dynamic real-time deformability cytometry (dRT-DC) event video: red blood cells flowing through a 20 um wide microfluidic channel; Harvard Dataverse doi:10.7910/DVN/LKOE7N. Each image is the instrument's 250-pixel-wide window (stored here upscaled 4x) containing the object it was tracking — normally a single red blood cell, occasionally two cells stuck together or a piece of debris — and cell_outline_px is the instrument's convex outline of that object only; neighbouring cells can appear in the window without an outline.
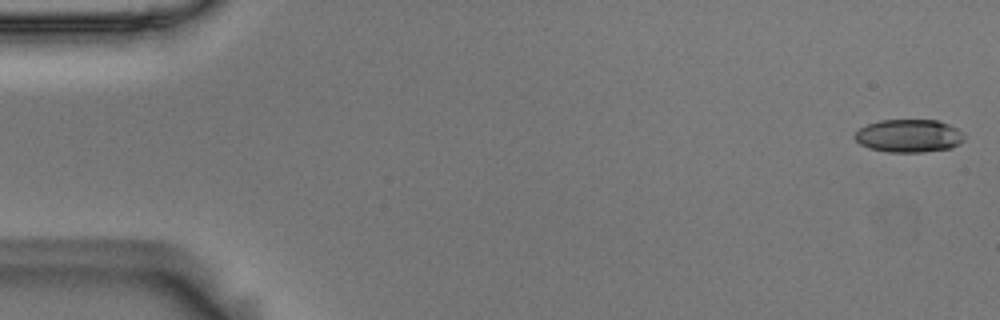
{"species": "Egyptian fruit bat (a non-hibernating species)", "species_latin": "Rousettus aegyptiacus", "temperature_condition": "room temperature", "stored_images_in_passage": 48, "camera_frame_rate_fps": 3000, "um_per_image_px": 0.085, "animal": {"sex": "male"}, "frame": {"image": 1, "passage_image": 1, "time_ms": 0.0, "image_size_px": [1000, 320], "cell_outline_px": [[964, 140], [960, 144], [952, 148], [924, 152], [888, 152], [868, 148], [860, 144], [852, 136], [860, 128], [868, 124], [880, 120], [940, 120], [964, 132]], "centroid_in_image_um": [77.27, 11.55], "position_along_channel_um": 7.7, "area_um2": 21.27}}
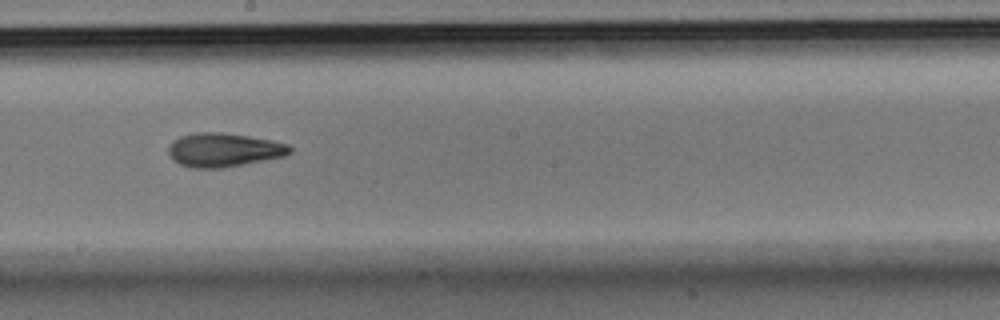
{"frame": {"image": 2, "passage_image": 30, "time_ms": 9.667, "image_size_px": [1000, 320], "cell_outline_px": [[292, 152], [284, 156], [244, 164], [220, 168], [192, 168], [180, 164], [172, 160], [168, 152], [168, 148], [172, 140], [180, 136], [196, 132], [220, 132], [248, 136], [272, 140], [288, 144], [292, 148]], "centroid_in_image_um": [19.0, 12.74], "position_along_channel_um": 229.2, "area_um2": 23.99}}
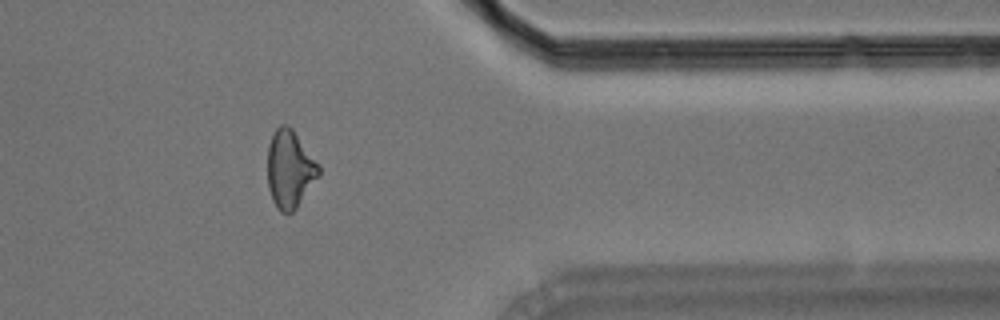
{"frame": {"image": 3, "passage_image": 44, "time_ms": 14.333, "image_size_px": [1000, 320], "cell_outline_px": [[320, 176], [296, 208], [292, 212], [280, 212], [272, 200], [268, 188], [268, 144], [276, 128], [280, 124], [288, 124], [292, 128], [320, 164]], "centroid_in_image_um": [24.65, 14.36], "position_along_channel_um": 386.8, "area_um2": 23.41}}